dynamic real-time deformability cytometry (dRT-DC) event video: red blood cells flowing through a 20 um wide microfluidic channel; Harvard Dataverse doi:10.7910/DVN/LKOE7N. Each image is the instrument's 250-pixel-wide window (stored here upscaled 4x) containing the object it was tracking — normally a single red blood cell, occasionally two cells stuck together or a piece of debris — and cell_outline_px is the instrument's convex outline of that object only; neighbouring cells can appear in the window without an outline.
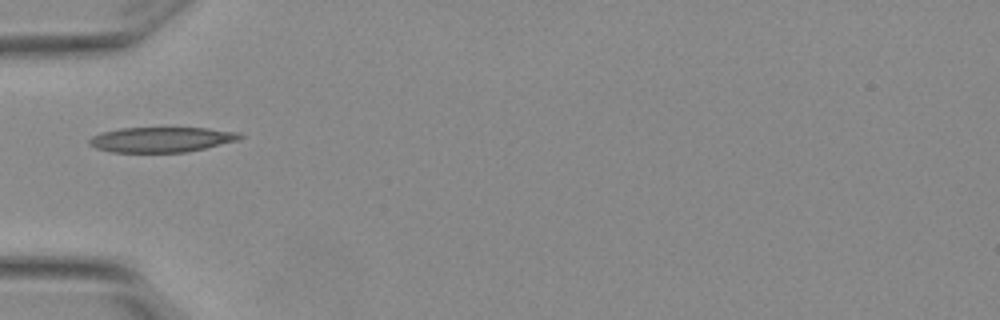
{"species": "Egyptian fruit bat (a non-hibernating species)", "species_latin": "Rousettus aegyptiacus", "temperature_condition": "warm", "stored_images_in_passage": 2, "camera_frame_rate_fps": 3000, "um_per_image_px": 0.085, "animal": {"sex": "female"}, "frame": {"image": 1, "passage_image": 1, "time_ms": 0.0, "image_size_px": [1000, 320], "cell_outline_px": [[244, 136], [240, 140], [188, 152], [112, 152], [96, 148], [88, 144], [88, 140], [92, 136], [100, 132], [120, 128], [208, 128], [240, 132]], "centroid_in_image_um": [13.74, 11.86], "position_along_channel_um": 71.3, "area_um2": 22.25}}
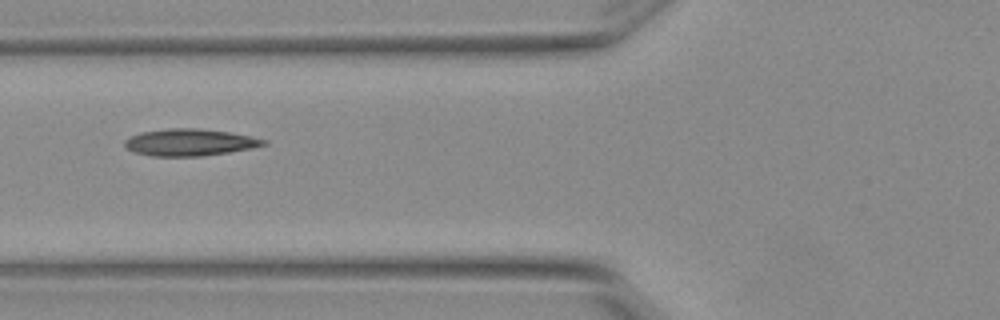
{"frame": {"image": 2, "passage_image": 2, "time_ms": 0.333, "image_size_px": [1000, 320], "cell_outline_px": [[268, 144], [252, 148], [228, 152], [200, 156], [152, 156], [136, 152], [128, 148], [124, 144], [124, 140], [140, 132], [168, 128], [200, 128], [232, 132], [252, 136], [268, 140]], "centroid_in_image_um": [16.18, 12.08], "position_along_channel_um": 109.6, "area_um2": 21.85}}